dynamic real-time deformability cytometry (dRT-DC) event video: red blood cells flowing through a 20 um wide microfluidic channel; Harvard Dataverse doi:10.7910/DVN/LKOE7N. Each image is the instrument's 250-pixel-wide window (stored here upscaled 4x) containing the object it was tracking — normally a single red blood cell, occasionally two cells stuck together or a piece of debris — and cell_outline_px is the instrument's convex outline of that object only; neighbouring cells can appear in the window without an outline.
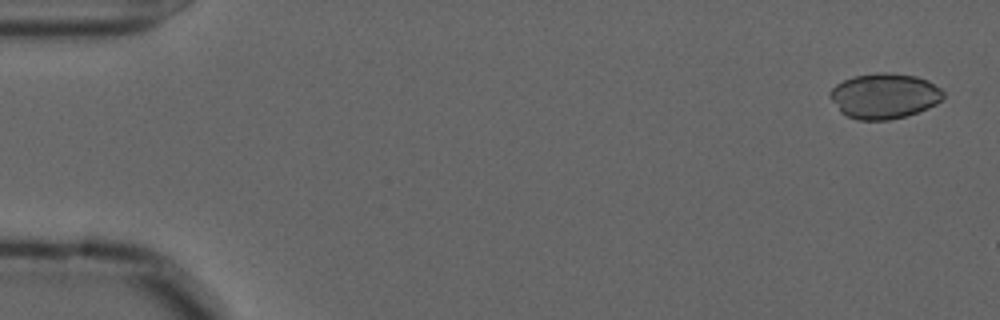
{"species": "common noctule bat (a hibernating species)", "species_latin": "Nyctalus noctula", "temperature_condition": "cold", "stored_images_in_passage": 12, "camera_frame_rate_fps": 3000, "um_per_image_px": 0.085, "animal": {"sex": "male", "forearm_length_mm": 52.5}, "frame": {"image": 1, "passage_image": 2, "time_ms": 0.333, "image_size_px": [1000, 320], "cell_outline_px": [[944, 96], [936, 104], [928, 108], [904, 116], [888, 120], [856, 120], [840, 112], [828, 96], [828, 92], [836, 84], [852, 76], [876, 72], [888, 72], [916, 76], [928, 80], [940, 88], [944, 92]], "centroid_in_image_um": [75.13, 8.14], "position_along_channel_um": 9.9, "area_um2": 30.11}}